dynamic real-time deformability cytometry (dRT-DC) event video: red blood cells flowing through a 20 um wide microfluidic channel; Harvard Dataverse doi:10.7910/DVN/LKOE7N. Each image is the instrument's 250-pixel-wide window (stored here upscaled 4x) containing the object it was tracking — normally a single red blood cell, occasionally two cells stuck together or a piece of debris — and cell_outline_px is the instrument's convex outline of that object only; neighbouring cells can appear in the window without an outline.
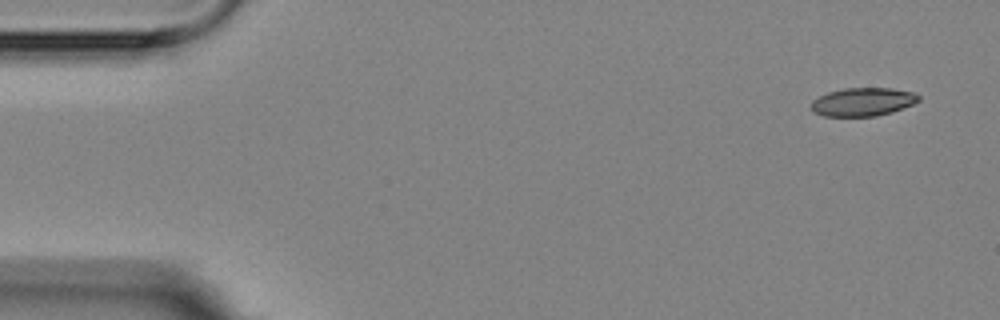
{"species": "Egyptian fruit bat (a non-hibernating species)", "species_latin": "Rousettus aegyptiacus", "temperature_condition": "room temperature", "stored_images_in_passage": 5, "camera_frame_rate_fps": 3000, "um_per_image_px": 0.085, "animal": {"sex": "female"}, "frame": {"image": 1, "passage_image": 1, "time_ms": 0.0, "image_size_px": [1000, 320], "cell_outline_px": [[920, 100], [912, 104], [892, 112], [876, 116], [824, 116], [812, 112], [812, 100], [828, 92], [844, 88], [892, 88], [912, 92], [920, 96]], "centroid_in_image_um": [73.33, 8.66], "position_along_channel_um": 11.7, "area_um2": 17.69}}